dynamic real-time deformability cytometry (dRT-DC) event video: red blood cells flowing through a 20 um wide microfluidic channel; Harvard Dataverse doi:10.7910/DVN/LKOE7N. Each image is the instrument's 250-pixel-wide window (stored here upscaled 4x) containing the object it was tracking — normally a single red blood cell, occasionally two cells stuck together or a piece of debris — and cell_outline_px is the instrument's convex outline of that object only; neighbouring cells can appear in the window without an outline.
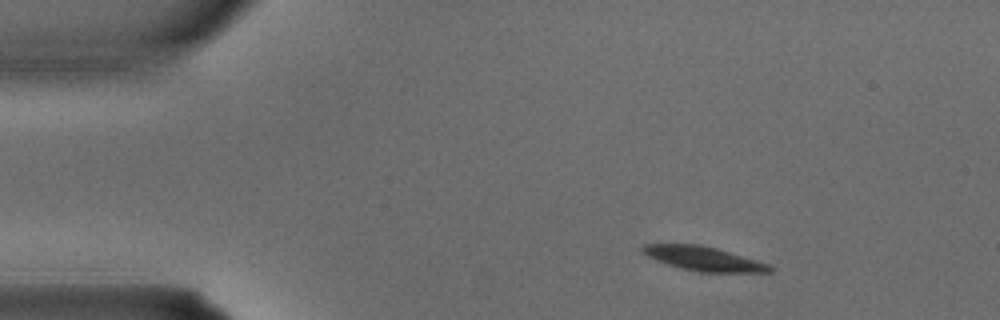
{"species": "common noctule bat (a hibernating species)", "species_latin": "Nyctalus noctula", "temperature_condition": "warm", "stored_images_in_passage": 3, "camera_frame_rate_fps": 3000, "um_per_image_px": 0.085, "animal": {"sex": "male", "body_mass_g": 15.6}, "frame": {"image": 1, "passage_image": 2, "time_ms": 0.333, "image_size_px": [1000, 320], "cell_outline_px": [[772, 272], [700, 272], [680, 268], [656, 260], [640, 252], [640, 248], [644, 244], [700, 244], [716, 248], [756, 260], [768, 264], [772, 268]], "centroid_in_image_um": [59.75, 21.98], "position_along_channel_um": 25.3, "area_um2": 17.8}}